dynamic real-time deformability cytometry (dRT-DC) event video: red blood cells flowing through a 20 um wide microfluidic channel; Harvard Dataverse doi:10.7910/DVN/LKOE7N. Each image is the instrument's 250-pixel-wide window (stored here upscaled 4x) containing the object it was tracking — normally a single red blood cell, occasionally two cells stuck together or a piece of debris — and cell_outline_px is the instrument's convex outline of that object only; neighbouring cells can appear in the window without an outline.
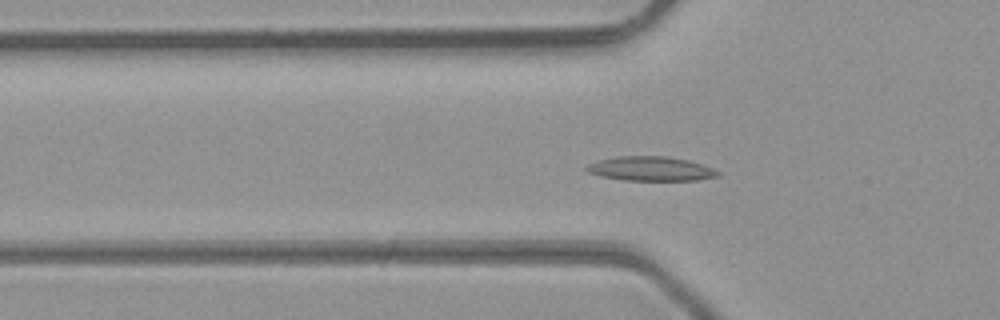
{"species": "common noctule bat (a hibernating species)", "species_latin": "Nyctalus noctula", "temperature_condition": "room temperature", "stored_images_in_passage": 42, "camera_frame_rate_fps": 3000, "um_per_image_px": 0.085, "animal": {"sex": "male", "body_mass_g": 23.1, "forearm_length_mm": 52.7}, "frame": {"image": 1, "passage_image": 9, "time_ms": 2.667, "image_size_px": [1000, 320], "cell_outline_px": [[720, 176], [696, 180], [624, 180], [600, 176], [588, 172], [584, 168], [588, 164], [600, 160], [616, 156], [668, 156], [688, 160], [712, 168], [720, 172]], "centroid_in_image_um": [55.3, 14.34], "position_along_channel_um": 70.5, "area_um2": 18.55}}
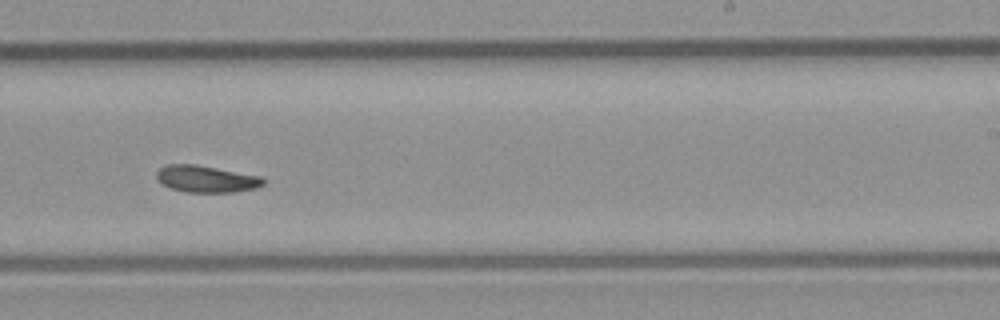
{"frame": {"image": 2, "passage_image": 23, "time_ms": 7.333, "image_size_px": [1000, 320], "cell_outline_px": [[264, 184], [256, 188], [232, 192], [188, 192], [172, 188], [164, 184], [156, 176], [156, 172], [164, 164], [196, 164], [264, 176]], "centroid_in_image_um": [17.58, 15.19], "position_along_channel_um": 271.4, "area_um2": 16.7}}
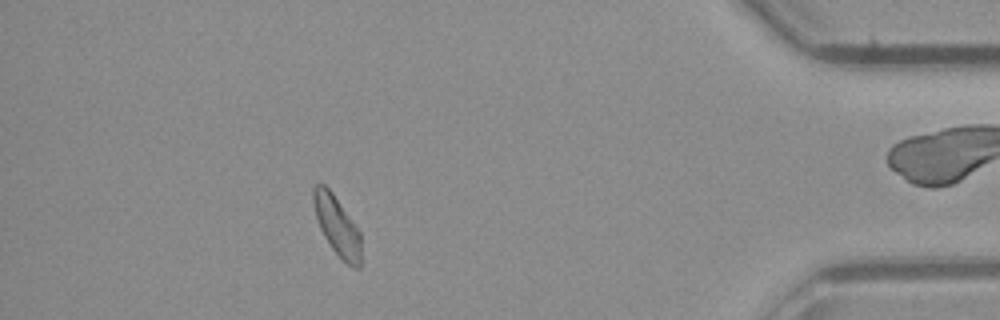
{"frame": {"image": 3, "passage_image": 36, "time_ms": 11.667, "image_size_px": [1000, 320], "cell_outline_px": [[360, 268], [352, 268], [332, 248], [324, 236], [320, 228], [316, 216], [312, 200], [312, 188], [316, 184], [324, 184], [332, 192], [360, 232]], "centroid_in_image_um": [28.63, 19.17], "position_along_channel_um": 406.6, "area_um2": 16.13}, "authors_computed_cell_mechanics": {"area_um2": 16.9643, "velocity_mm_per_s": 4.3062, "shape_relaxation_time_tau1_ms": 9.8423, "shape_relaxation_time_tau2_ms": null, "deformation_change_tau1": 0.1597, "deformation_change_tau2": null}}